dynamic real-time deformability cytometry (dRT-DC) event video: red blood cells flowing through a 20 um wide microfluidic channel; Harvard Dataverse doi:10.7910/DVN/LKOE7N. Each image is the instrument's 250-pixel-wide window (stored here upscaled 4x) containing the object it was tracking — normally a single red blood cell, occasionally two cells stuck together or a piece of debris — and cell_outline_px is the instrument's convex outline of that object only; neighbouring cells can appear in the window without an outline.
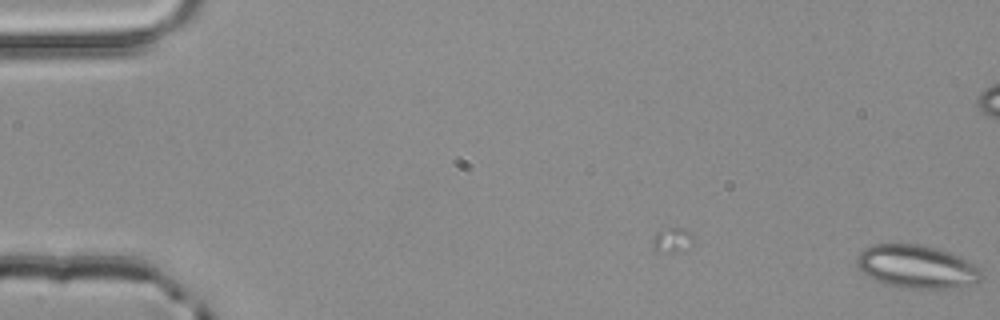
{"species": "common noctule bat (a hibernating species)", "species_latin": "Nyctalus noctula", "temperature_condition": "room temperature", "stored_images_in_passage": 2, "camera_frame_rate_fps": 3000, "um_per_image_px": 0.085, "animal": {"sex": "male", "body_mass_g": 20.4}, "frame": {"image": 1, "passage_image": 2, "time_ms": 0.333, "image_size_px": [1000, 320], "cell_outline_px": [[984, 272], [980, 280], [956, 288], [900, 288], [884, 284], [872, 280], [860, 268], [856, 260], [856, 256], [864, 248], [872, 244], [916, 244], [936, 248], [960, 256], [976, 264]], "centroid_in_image_um": [77.92, 22.67], "position_along_channel_um": 7.1, "area_um2": 31.5}}